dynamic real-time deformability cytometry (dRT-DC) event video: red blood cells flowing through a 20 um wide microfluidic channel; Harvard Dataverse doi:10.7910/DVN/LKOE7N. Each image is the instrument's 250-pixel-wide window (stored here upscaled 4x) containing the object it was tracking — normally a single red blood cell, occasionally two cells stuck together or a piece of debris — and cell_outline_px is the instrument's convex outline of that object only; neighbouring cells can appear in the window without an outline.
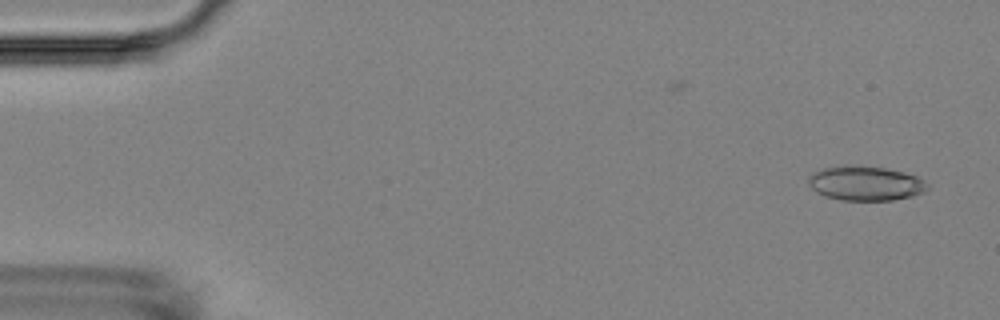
{"species": "Egyptian fruit bat (a non-hibernating species)", "species_latin": "Rousettus aegyptiacus", "temperature_condition": "room temperature", "stored_images_in_passage": 3, "camera_frame_rate_fps": 3000, "um_per_image_px": 0.085, "animal": {"sex": "female"}, "frame": {"image": 1, "passage_image": 3, "time_ms": 2.333, "image_size_px": [1000, 320], "cell_outline_px": [[928, 188], [924, 192], [912, 196], [892, 200], [840, 200], [824, 196], [816, 192], [808, 184], [808, 176], [812, 172], [824, 168], [844, 164], [860, 164], [884, 168], [904, 172], [920, 176], [928, 184]], "centroid_in_image_um": [73.55, 15.56], "position_along_channel_um": 11.4, "area_um2": 24.45}}